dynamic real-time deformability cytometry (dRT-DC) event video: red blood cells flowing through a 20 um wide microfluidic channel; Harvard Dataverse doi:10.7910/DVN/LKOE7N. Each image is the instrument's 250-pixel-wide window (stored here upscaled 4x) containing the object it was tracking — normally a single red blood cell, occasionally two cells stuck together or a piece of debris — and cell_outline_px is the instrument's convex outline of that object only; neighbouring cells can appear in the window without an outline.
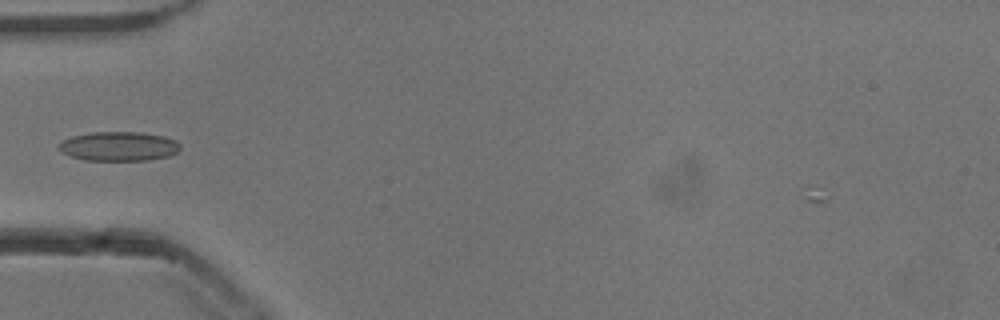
{"species": "common noctule bat (a hibernating species)", "species_latin": "Nyctalus noctula", "temperature_condition": "cold", "stored_images_in_passage": 23, "camera_frame_rate_fps": 3000, "um_per_image_px": 0.085, "animal": {"sex": "male", "body_mass_g": 13.3}, "frame": {"image": 1, "passage_image": 2, "time_ms": 0.333, "image_size_px": [1000, 320], "cell_outline_px": [[180, 148], [176, 152], [168, 156], [148, 160], [84, 160], [72, 156], [64, 152], [60, 148], [60, 144], [64, 140], [72, 136], [92, 132], [140, 132], [164, 136], [176, 140], [180, 144]], "centroid_in_image_um": [10.15, 12.43], "position_along_channel_um": 74.9, "area_um2": 20.46}}
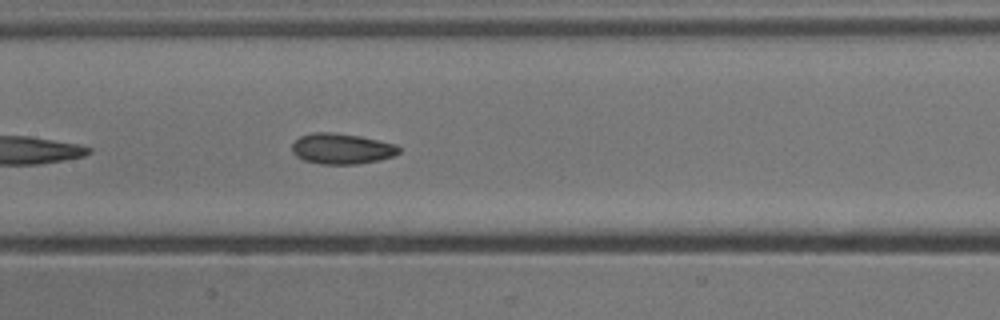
{"frame": {"image": 2, "passage_image": 10, "time_ms": 3.0, "image_size_px": [1000, 320], "cell_outline_px": [[400, 152], [392, 156], [380, 160], [356, 164], [320, 164], [304, 160], [296, 156], [292, 152], [292, 144], [300, 136], [312, 132], [332, 132], [360, 136], [396, 144], [400, 148]], "centroid_in_image_um": [29.03, 12.64], "position_along_channel_um": 178.4, "area_um2": 19.13}}
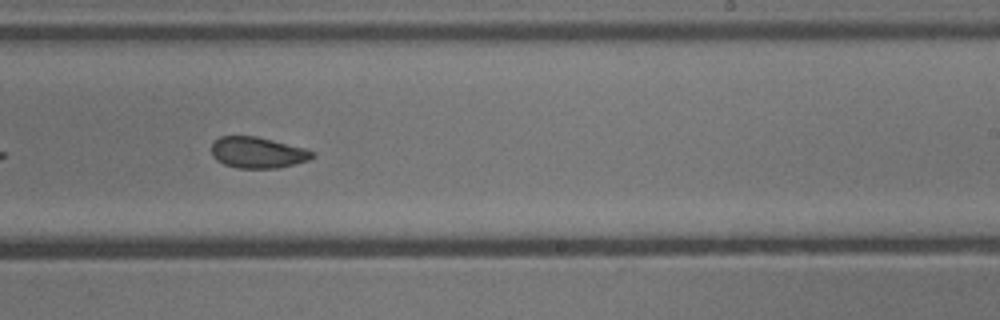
{"frame": {"image": 3, "passage_image": 17, "time_ms": 5.333, "image_size_px": [1000, 320], "cell_outline_px": [[316, 156], [308, 160], [276, 168], [236, 168], [224, 164], [216, 160], [212, 156], [212, 144], [220, 136], [256, 136], [304, 148], [312, 152]], "centroid_in_image_um": [21.86, 12.97], "position_along_channel_um": 267.1, "area_um2": 18.09}}